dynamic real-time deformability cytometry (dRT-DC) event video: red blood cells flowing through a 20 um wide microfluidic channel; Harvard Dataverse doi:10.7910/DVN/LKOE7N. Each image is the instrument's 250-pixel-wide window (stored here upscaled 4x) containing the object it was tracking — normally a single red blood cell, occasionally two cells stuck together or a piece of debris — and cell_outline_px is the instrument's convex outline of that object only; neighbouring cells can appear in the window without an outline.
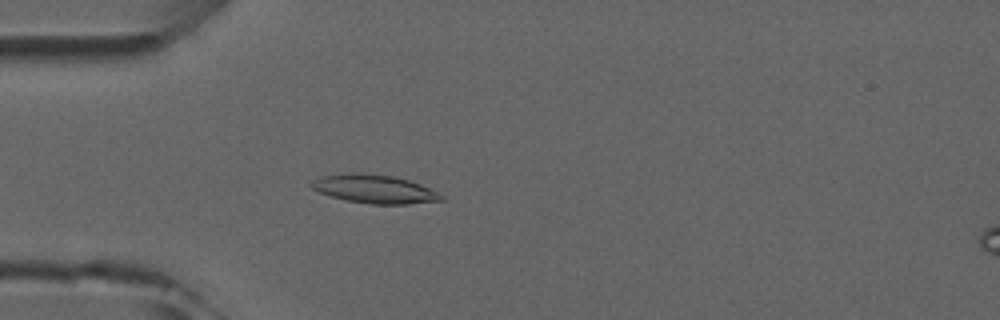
{"species": "common noctule bat (a hibernating species)", "species_latin": "Nyctalus noctula", "temperature_condition": "room temperature", "stored_images_in_passage": 4, "camera_frame_rate_fps": 3000, "um_per_image_px": 0.085, "animal": {"sex": "male", "forearm_length_mm": 52.5}, "frame": {"image": 1, "passage_image": 4, "time_ms": 3.667, "image_size_px": [1000, 320], "cell_outline_px": [[444, 200], [408, 204], [372, 204], [344, 200], [320, 192], [312, 188], [308, 184], [312, 180], [320, 176], [352, 172], [392, 176], [408, 180], [420, 184], [444, 196]], "centroid_in_image_um": [31.79, 16.07], "position_along_channel_um": 53.2, "area_um2": 21.44}}